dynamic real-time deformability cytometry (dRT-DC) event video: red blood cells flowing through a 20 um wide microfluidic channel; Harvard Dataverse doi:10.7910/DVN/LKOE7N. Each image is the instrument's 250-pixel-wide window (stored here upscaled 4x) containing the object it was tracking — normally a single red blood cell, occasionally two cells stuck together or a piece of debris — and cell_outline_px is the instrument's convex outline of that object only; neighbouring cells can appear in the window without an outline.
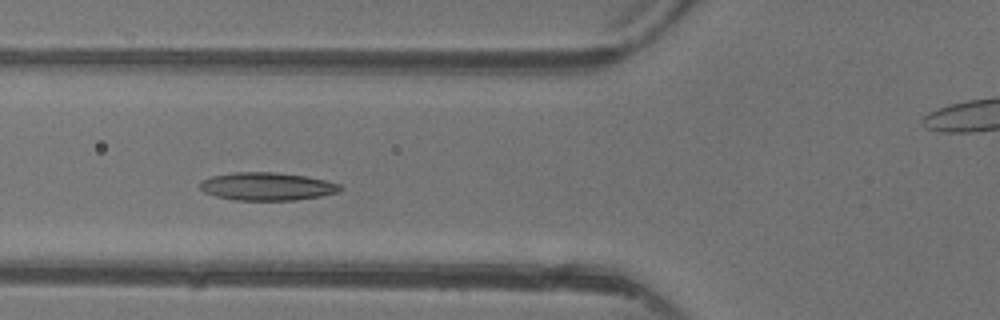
{"species": "common noctule bat (a hibernating species)", "species_latin": "Nyctalus noctula", "temperature_condition": "warm", "stored_images_in_passage": 3, "camera_frame_rate_fps": 3000, "um_per_image_px": 0.085, "animal": {"sex": "female"}, "frame": {"image": 1, "passage_image": 3, "time_ms": 2.333, "image_size_px": [1000, 320], "cell_outline_px": [[344, 188], [336, 192], [320, 196], [296, 200], [236, 200], [216, 196], [204, 192], [200, 188], [200, 180], [212, 176], [232, 172], [272, 172], [304, 176], [324, 180], [340, 184]], "centroid_in_image_um": [22.67, 15.84], "position_along_channel_um": 103.1, "area_um2": 22.72}}